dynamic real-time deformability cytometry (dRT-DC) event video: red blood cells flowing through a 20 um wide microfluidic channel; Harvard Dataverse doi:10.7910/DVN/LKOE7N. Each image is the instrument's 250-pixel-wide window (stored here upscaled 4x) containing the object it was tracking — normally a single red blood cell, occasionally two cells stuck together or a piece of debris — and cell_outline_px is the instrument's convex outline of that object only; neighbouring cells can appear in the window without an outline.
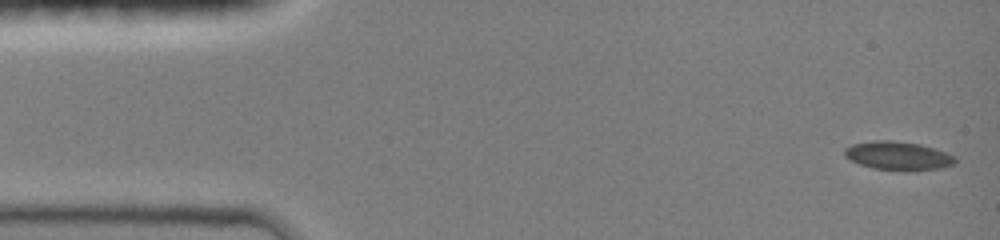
{"species": "common noctule bat (a hibernating species)", "species_latin": "Nyctalus noctula", "temperature_condition": "room temperature", "stored_images_in_passage": 7, "camera_frame_rate_fps": 3000, "um_per_image_px": 0.085, "animal": {"sex": "female", "body_mass_g": 19.0, "forearm_length_mm": 51.5}, "frame": {"image": 1, "passage_image": 1, "time_ms": 0.0, "image_size_px": [1000, 240], "cell_outline_px": [[956, 160], [952, 164], [936, 168], [876, 168], [860, 164], [844, 156], [844, 148], [852, 144], [872, 140], [892, 140], [920, 144], [944, 152], [952, 156]], "centroid_in_image_um": [76.23, 13.18], "position_along_channel_um": 8.8, "area_um2": 17.34}}
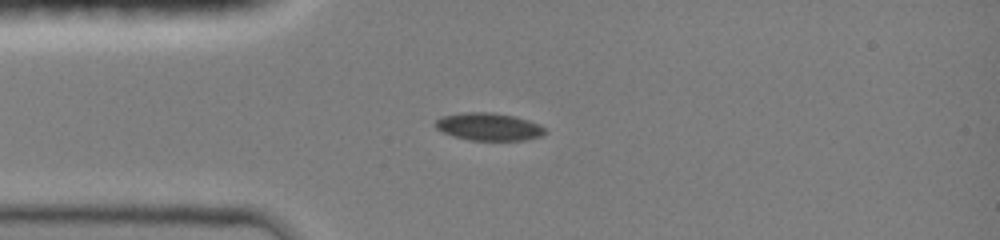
{"frame": {"image": 2, "passage_image": 6, "time_ms": 3.333, "image_size_px": [1000, 240], "cell_outline_px": [[544, 132], [540, 136], [524, 140], [468, 140], [452, 136], [436, 128], [436, 120], [440, 116], [464, 112], [488, 112], [516, 116], [540, 124], [544, 128]], "centroid_in_image_um": [41.52, 10.76], "position_along_channel_um": 43.5, "area_um2": 17.57}}